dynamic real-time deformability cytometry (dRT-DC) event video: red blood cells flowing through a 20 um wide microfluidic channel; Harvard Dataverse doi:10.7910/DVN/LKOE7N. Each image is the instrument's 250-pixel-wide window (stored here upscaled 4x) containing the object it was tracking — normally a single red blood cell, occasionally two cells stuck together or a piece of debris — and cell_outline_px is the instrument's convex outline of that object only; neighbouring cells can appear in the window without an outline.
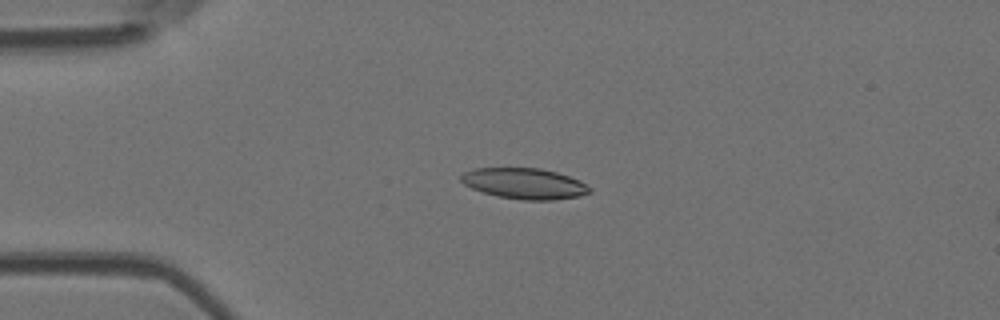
{"species": "Egyptian fruit bat (a non-hibernating species)", "species_latin": "Rousettus aegyptiacus", "temperature_condition": "room temperature", "stored_images_in_passage": 8, "camera_frame_rate_fps": 3000, "um_per_image_px": 0.085, "animal": {"sex": "female"}, "frame": {"image": 1, "passage_image": 2, "time_ms": 1.0, "image_size_px": [1000, 320], "cell_outline_px": [[592, 192], [580, 196], [552, 200], [524, 200], [496, 196], [472, 188], [464, 184], [460, 180], [460, 176], [464, 172], [472, 168], [540, 168], [556, 172], [580, 180], [592, 188]], "centroid_in_image_um": [44.59, 15.6], "position_along_channel_um": 40.4, "area_um2": 23.18}}
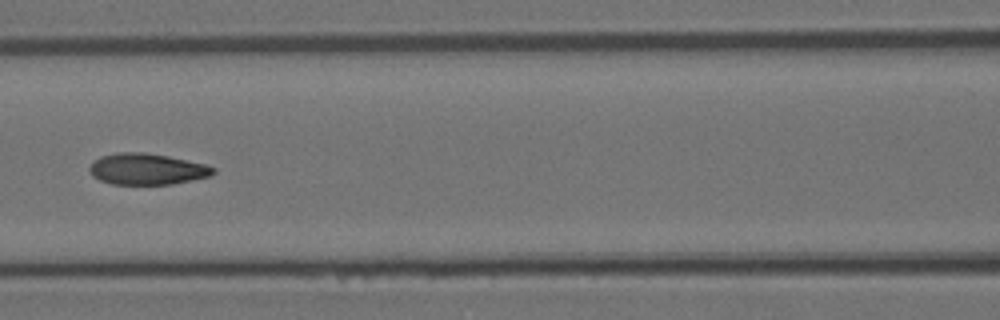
{"frame": {"image": 2, "passage_image": 5, "time_ms": 4.667, "image_size_px": [1000, 320], "cell_outline_px": [[216, 172], [208, 176], [172, 184], [112, 184], [100, 180], [92, 176], [88, 172], [88, 168], [92, 160], [100, 156], [116, 152], [144, 152], [168, 156], [204, 164], [216, 168]], "centroid_in_image_um": [12.42, 14.36], "position_along_channel_um": 154.2, "area_um2": 22.6}}
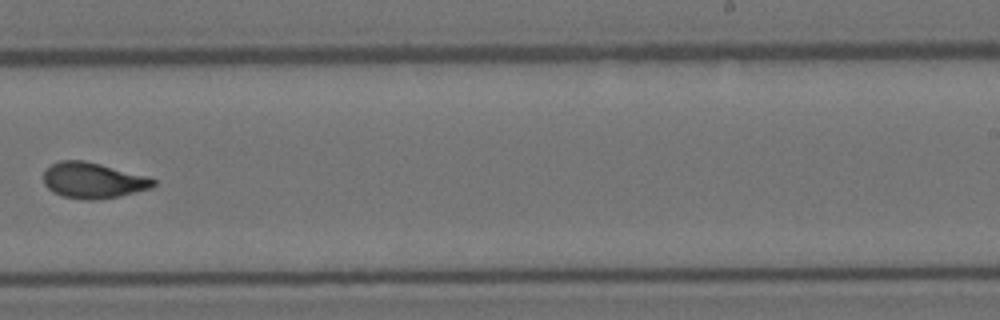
{"frame": {"image": 3, "passage_image": 8, "time_ms": 8.0, "image_size_px": [1000, 320], "cell_outline_px": [[156, 184], [152, 188], [120, 196], [100, 200], [84, 200], [64, 196], [52, 192], [44, 184], [44, 172], [52, 164], [60, 160], [84, 160], [148, 176], [156, 180]], "centroid_in_image_um": [7.93, 15.34], "position_along_channel_um": 281.1, "area_um2": 23.0}}